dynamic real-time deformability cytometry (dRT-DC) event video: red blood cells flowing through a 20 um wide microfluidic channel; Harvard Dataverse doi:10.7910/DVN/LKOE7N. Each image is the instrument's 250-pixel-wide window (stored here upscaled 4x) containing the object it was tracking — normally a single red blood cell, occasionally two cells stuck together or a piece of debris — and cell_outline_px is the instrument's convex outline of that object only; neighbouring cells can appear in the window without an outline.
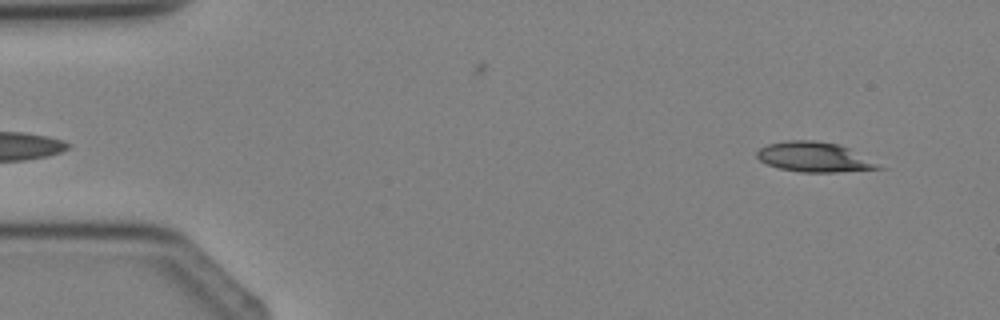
{"species": "Egyptian fruit bat (a non-hibernating species)", "species_latin": "Rousettus aegyptiacus", "temperature_condition": "cold", "stored_images_in_passage": 3, "camera_frame_rate_fps": 3000, "um_per_image_px": 0.085, "animal": {"sex": "female"}, "frame": {"image": 1, "passage_image": 3, "time_ms": 2.333, "image_size_px": [1000, 320], "cell_outline_px": [[888, 168], [836, 172], [800, 172], [780, 168], [768, 164], [760, 160], [756, 156], [756, 152], [760, 148], [768, 144], [788, 140], [812, 140], [840, 144]], "centroid_in_image_um": [69.23, 13.35], "position_along_channel_um": 15.8, "area_um2": 21.1}}